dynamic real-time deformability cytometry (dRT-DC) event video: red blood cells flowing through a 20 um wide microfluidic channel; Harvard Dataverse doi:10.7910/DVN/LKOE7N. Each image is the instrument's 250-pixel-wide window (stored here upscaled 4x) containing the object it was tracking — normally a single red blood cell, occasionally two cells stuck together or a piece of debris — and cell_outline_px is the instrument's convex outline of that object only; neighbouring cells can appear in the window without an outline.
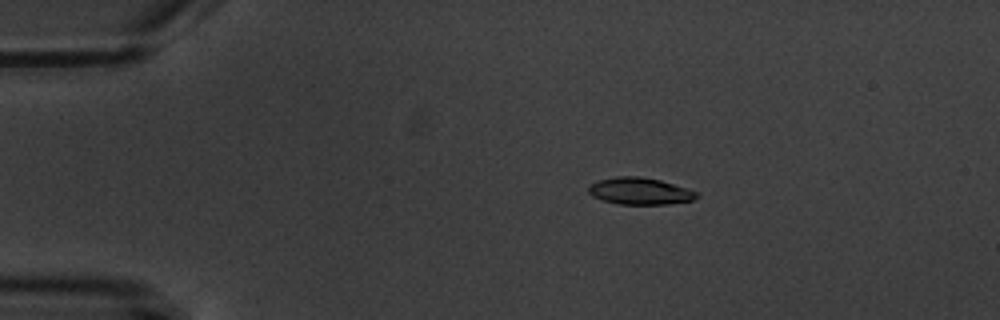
{"species": "common noctule bat (a hibernating species)", "species_latin": "Nyctalus noctula", "temperature_condition": "warm", "stored_images_in_passage": 3, "camera_frame_rate_fps": 3000, "um_per_image_px": 0.085, "animal": {"sex": "male", "body_mass_g": 20.1, "forearm_length_mm": 53.5}, "frame": {"image": 1, "passage_image": 2, "time_ms": 1.0, "image_size_px": [1000, 320], "cell_outline_px": [[700, 196], [692, 200], [668, 204], [616, 204], [592, 196], [588, 192], [588, 184], [596, 180], [616, 176], [640, 176], [660, 180], [700, 192]], "centroid_in_image_um": [54.37, 16.23], "position_along_channel_um": 30.6, "area_um2": 17.17}}